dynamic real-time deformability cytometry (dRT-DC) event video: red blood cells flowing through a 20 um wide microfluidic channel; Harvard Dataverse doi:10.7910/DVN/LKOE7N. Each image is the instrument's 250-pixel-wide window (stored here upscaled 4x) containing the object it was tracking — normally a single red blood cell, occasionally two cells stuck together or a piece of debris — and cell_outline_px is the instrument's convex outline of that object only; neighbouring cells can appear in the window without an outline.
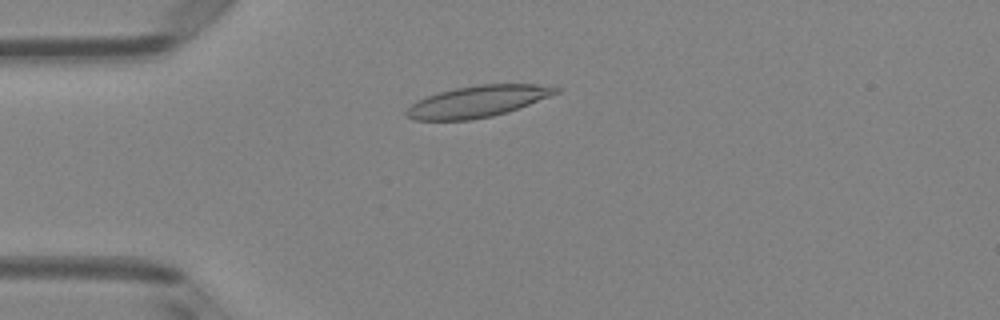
{"species": "Egyptian fruit bat (a non-hibernating species)", "species_latin": "Rousettus aegyptiacus", "temperature_condition": "room temperature", "stored_images_in_passage": 17, "camera_frame_rate_fps": 3000, "um_per_image_px": 0.085, "animal": {"sex": "female"}, "frame": {"image": 1, "passage_image": 12, "time_ms": 3.667, "image_size_px": [1000, 320], "cell_outline_px": [[560, 92], [508, 112], [492, 116], [472, 120], [412, 120], [404, 112], [416, 100], [440, 92], [456, 88], [476, 84], [552, 84], [560, 88]], "centroid_in_image_um": [40.64, 8.61], "position_along_channel_um": 44.4, "area_um2": 27.51}}
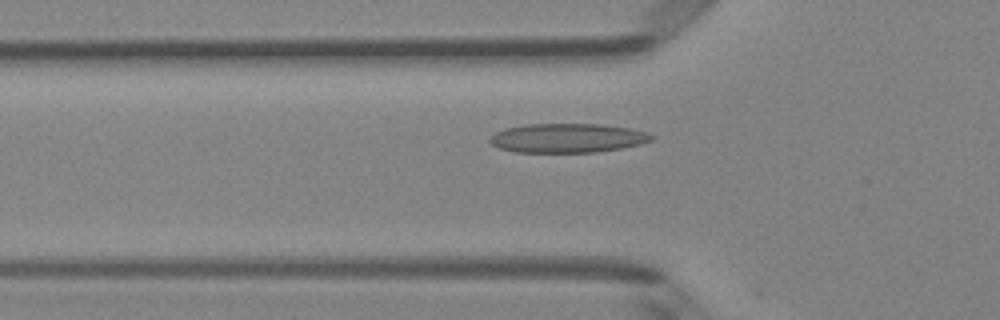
{"frame": {"image": 2, "passage_image": 16, "time_ms": 5.0, "image_size_px": [1000, 320], "cell_outline_px": [[656, 136], [652, 140], [640, 144], [620, 148], [596, 152], [516, 152], [500, 148], [492, 144], [488, 140], [496, 132], [504, 128], [524, 124], [600, 124], [628, 128], [648, 132]], "centroid_in_image_um": [48.24, 11.73], "position_along_channel_um": 77.6, "area_um2": 27.46}}